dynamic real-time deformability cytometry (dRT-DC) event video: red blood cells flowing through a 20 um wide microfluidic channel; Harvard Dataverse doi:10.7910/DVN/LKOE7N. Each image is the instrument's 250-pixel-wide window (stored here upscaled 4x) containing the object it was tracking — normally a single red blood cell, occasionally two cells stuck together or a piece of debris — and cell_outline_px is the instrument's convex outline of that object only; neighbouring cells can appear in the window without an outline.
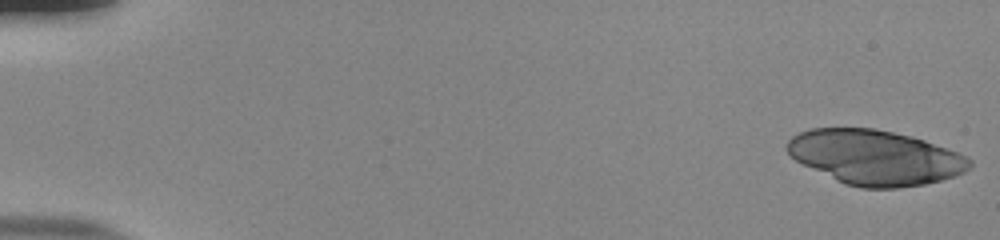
{"species": "human", "species_latin": "Homo sapiens", "temperature_condition": "room temperature", "stored_images_in_passage": 21, "camera_frame_rate_fps": 3000, "um_per_image_px": 0.085, "donor": {"sex": "male"}, "frame": {"image": 1, "passage_image": 1, "time_ms": 0.0, "image_size_px": [1000, 240], "cell_outline_px": [[972, 164], [964, 172], [940, 180], [924, 184], [896, 188], [860, 188], [844, 184], [796, 160], [784, 148], [788, 140], [792, 136], [800, 132], [812, 128], [876, 128], [912, 136], [924, 140], [968, 156], [972, 160]], "centroid_in_image_um": [74.38, 13.37], "position_along_channel_um": 10.6, "area_um2": 58.03}}
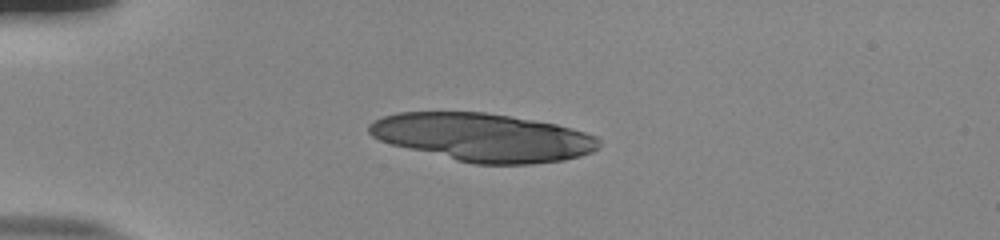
{"frame": {"image": 2, "passage_image": 14, "time_ms": 4.333, "image_size_px": [1000, 240], "cell_outline_px": [[600, 148], [592, 152], [580, 156], [564, 160], [532, 164], [476, 164], [456, 160], [392, 144], [380, 140], [372, 136], [368, 132], [368, 124], [372, 120], [396, 112], [484, 112], [556, 124], [572, 128], [596, 136], [600, 140]], "centroid_in_image_um": [41.07, 11.67], "position_along_channel_um": 43.9, "area_um2": 64.27}}